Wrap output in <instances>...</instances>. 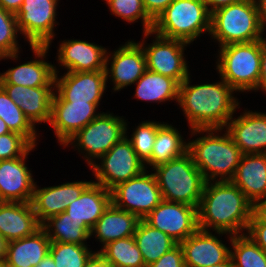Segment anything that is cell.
Masks as SVG:
<instances>
[{
	"label": "cell",
	"mask_w": 266,
	"mask_h": 267,
	"mask_svg": "<svg viewBox=\"0 0 266 267\" xmlns=\"http://www.w3.org/2000/svg\"><path fill=\"white\" fill-rule=\"evenodd\" d=\"M198 228L218 235H239L247 231L252 218V203L231 181L205 183L197 209Z\"/></svg>",
	"instance_id": "obj_1"
},
{
	"label": "cell",
	"mask_w": 266,
	"mask_h": 267,
	"mask_svg": "<svg viewBox=\"0 0 266 267\" xmlns=\"http://www.w3.org/2000/svg\"><path fill=\"white\" fill-rule=\"evenodd\" d=\"M188 76L179 85L178 103L193 129H224L239 102L225 80L212 84L190 85Z\"/></svg>",
	"instance_id": "obj_2"
},
{
	"label": "cell",
	"mask_w": 266,
	"mask_h": 267,
	"mask_svg": "<svg viewBox=\"0 0 266 267\" xmlns=\"http://www.w3.org/2000/svg\"><path fill=\"white\" fill-rule=\"evenodd\" d=\"M221 130L211 128L191 131L192 135L207 133L188 142V151L206 182L215 181L217 177L219 179L216 181H231L243 155L227 130L223 136L216 135Z\"/></svg>",
	"instance_id": "obj_3"
},
{
	"label": "cell",
	"mask_w": 266,
	"mask_h": 267,
	"mask_svg": "<svg viewBox=\"0 0 266 267\" xmlns=\"http://www.w3.org/2000/svg\"><path fill=\"white\" fill-rule=\"evenodd\" d=\"M152 169L163 200L198 209L206 181L189 151Z\"/></svg>",
	"instance_id": "obj_4"
},
{
	"label": "cell",
	"mask_w": 266,
	"mask_h": 267,
	"mask_svg": "<svg viewBox=\"0 0 266 267\" xmlns=\"http://www.w3.org/2000/svg\"><path fill=\"white\" fill-rule=\"evenodd\" d=\"M263 32L254 0H241L211 13L209 34L219 47L262 40Z\"/></svg>",
	"instance_id": "obj_5"
},
{
	"label": "cell",
	"mask_w": 266,
	"mask_h": 267,
	"mask_svg": "<svg viewBox=\"0 0 266 267\" xmlns=\"http://www.w3.org/2000/svg\"><path fill=\"white\" fill-rule=\"evenodd\" d=\"M210 19L203 0H173L154 21L152 32L190 44L203 32L210 33Z\"/></svg>",
	"instance_id": "obj_6"
},
{
	"label": "cell",
	"mask_w": 266,
	"mask_h": 267,
	"mask_svg": "<svg viewBox=\"0 0 266 267\" xmlns=\"http://www.w3.org/2000/svg\"><path fill=\"white\" fill-rule=\"evenodd\" d=\"M217 70L235 92L257 89L260 78L261 40L220 47Z\"/></svg>",
	"instance_id": "obj_7"
},
{
	"label": "cell",
	"mask_w": 266,
	"mask_h": 267,
	"mask_svg": "<svg viewBox=\"0 0 266 267\" xmlns=\"http://www.w3.org/2000/svg\"><path fill=\"white\" fill-rule=\"evenodd\" d=\"M126 131L127 123L123 118L103 112L72 136L64 146L76 144L74 147L77 146L79 152H86L84 157L89 166H92L95 163L93 159H99L107 153L126 136Z\"/></svg>",
	"instance_id": "obj_8"
},
{
	"label": "cell",
	"mask_w": 266,
	"mask_h": 267,
	"mask_svg": "<svg viewBox=\"0 0 266 267\" xmlns=\"http://www.w3.org/2000/svg\"><path fill=\"white\" fill-rule=\"evenodd\" d=\"M129 137L124 136L107 153L101 156L100 164L91 167L93 175L106 189L111 190L117 184L140 175L147 167L133 149Z\"/></svg>",
	"instance_id": "obj_9"
},
{
	"label": "cell",
	"mask_w": 266,
	"mask_h": 267,
	"mask_svg": "<svg viewBox=\"0 0 266 267\" xmlns=\"http://www.w3.org/2000/svg\"><path fill=\"white\" fill-rule=\"evenodd\" d=\"M144 170L140 175L121 182L111 189L112 204L135 214L143 220L163 199L153 173Z\"/></svg>",
	"instance_id": "obj_10"
},
{
	"label": "cell",
	"mask_w": 266,
	"mask_h": 267,
	"mask_svg": "<svg viewBox=\"0 0 266 267\" xmlns=\"http://www.w3.org/2000/svg\"><path fill=\"white\" fill-rule=\"evenodd\" d=\"M151 34L156 35L155 41L148 47H144V40L139 42L145 52L147 70L172 78L180 85L190 75L183 55L184 47L190 44L161 37L152 31L144 33V37Z\"/></svg>",
	"instance_id": "obj_11"
},
{
	"label": "cell",
	"mask_w": 266,
	"mask_h": 267,
	"mask_svg": "<svg viewBox=\"0 0 266 267\" xmlns=\"http://www.w3.org/2000/svg\"><path fill=\"white\" fill-rule=\"evenodd\" d=\"M59 0H23L15 14L20 34L30 46H49L55 37L56 9Z\"/></svg>",
	"instance_id": "obj_12"
},
{
	"label": "cell",
	"mask_w": 266,
	"mask_h": 267,
	"mask_svg": "<svg viewBox=\"0 0 266 267\" xmlns=\"http://www.w3.org/2000/svg\"><path fill=\"white\" fill-rule=\"evenodd\" d=\"M143 220L178 244L199 229L196 207L166 200H162Z\"/></svg>",
	"instance_id": "obj_13"
},
{
	"label": "cell",
	"mask_w": 266,
	"mask_h": 267,
	"mask_svg": "<svg viewBox=\"0 0 266 267\" xmlns=\"http://www.w3.org/2000/svg\"><path fill=\"white\" fill-rule=\"evenodd\" d=\"M96 108L98 105L95 103L66 102L57 92L54 93L49 124L61 145L64 146L72 136L101 114L96 113Z\"/></svg>",
	"instance_id": "obj_14"
},
{
	"label": "cell",
	"mask_w": 266,
	"mask_h": 267,
	"mask_svg": "<svg viewBox=\"0 0 266 267\" xmlns=\"http://www.w3.org/2000/svg\"><path fill=\"white\" fill-rule=\"evenodd\" d=\"M106 71L67 72L61 78L55 73V92L66 102L95 103L106 89Z\"/></svg>",
	"instance_id": "obj_15"
},
{
	"label": "cell",
	"mask_w": 266,
	"mask_h": 267,
	"mask_svg": "<svg viewBox=\"0 0 266 267\" xmlns=\"http://www.w3.org/2000/svg\"><path fill=\"white\" fill-rule=\"evenodd\" d=\"M112 55V58L110 57ZM111 67L109 61H111ZM110 59V60H109ZM147 70L145 52L139 43L128 41L106 56V77L112 78L114 91L134 84ZM110 74V75H109Z\"/></svg>",
	"instance_id": "obj_16"
},
{
	"label": "cell",
	"mask_w": 266,
	"mask_h": 267,
	"mask_svg": "<svg viewBox=\"0 0 266 267\" xmlns=\"http://www.w3.org/2000/svg\"><path fill=\"white\" fill-rule=\"evenodd\" d=\"M32 146L22 157L0 160V197L2 202H31L35 187L25 160Z\"/></svg>",
	"instance_id": "obj_17"
},
{
	"label": "cell",
	"mask_w": 266,
	"mask_h": 267,
	"mask_svg": "<svg viewBox=\"0 0 266 267\" xmlns=\"http://www.w3.org/2000/svg\"><path fill=\"white\" fill-rule=\"evenodd\" d=\"M90 183L91 181L68 182L41 189L35 184L31 204L38 221L42 224L49 217L65 212Z\"/></svg>",
	"instance_id": "obj_18"
},
{
	"label": "cell",
	"mask_w": 266,
	"mask_h": 267,
	"mask_svg": "<svg viewBox=\"0 0 266 267\" xmlns=\"http://www.w3.org/2000/svg\"><path fill=\"white\" fill-rule=\"evenodd\" d=\"M225 129L242 154H266V113L245 111Z\"/></svg>",
	"instance_id": "obj_19"
},
{
	"label": "cell",
	"mask_w": 266,
	"mask_h": 267,
	"mask_svg": "<svg viewBox=\"0 0 266 267\" xmlns=\"http://www.w3.org/2000/svg\"><path fill=\"white\" fill-rule=\"evenodd\" d=\"M39 58L8 69L0 74V84H14L28 87L55 86L56 67L44 59L49 46H30ZM42 59V60H41Z\"/></svg>",
	"instance_id": "obj_20"
},
{
	"label": "cell",
	"mask_w": 266,
	"mask_h": 267,
	"mask_svg": "<svg viewBox=\"0 0 266 267\" xmlns=\"http://www.w3.org/2000/svg\"><path fill=\"white\" fill-rule=\"evenodd\" d=\"M0 86L34 126L41 122L49 123L55 86L28 87L14 84H0Z\"/></svg>",
	"instance_id": "obj_21"
},
{
	"label": "cell",
	"mask_w": 266,
	"mask_h": 267,
	"mask_svg": "<svg viewBox=\"0 0 266 267\" xmlns=\"http://www.w3.org/2000/svg\"><path fill=\"white\" fill-rule=\"evenodd\" d=\"M210 231L198 229L180 243L185 267L213 266L230 256V249Z\"/></svg>",
	"instance_id": "obj_22"
},
{
	"label": "cell",
	"mask_w": 266,
	"mask_h": 267,
	"mask_svg": "<svg viewBox=\"0 0 266 267\" xmlns=\"http://www.w3.org/2000/svg\"><path fill=\"white\" fill-rule=\"evenodd\" d=\"M58 62L67 72L105 71L107 50L81 40H64L59 45Z\"/></svg>",
	"instance_id": "obj_23"
},
{
	"label": "cell",
	"mask_w": 266,
	"mask_h": 267,
	"mask_svg": "<svg viewBox=\"0 0 266 267\" xmlns=\"http://www.w3.org/2000/svg\"><path fill=\"white\" fill-rule=\"evenodd\" d=\"M40 228L31 202L0 203V235L8 242L30 236Z\"/></svg>",
	"instance_id": "obj_24"
},
{
	"label": "cell",
	"mask_w": 266,
	"mask_h": 267,
	"mask_svg": "<svg viewBox=\"0 0 266 267\" xmlns=\"http://www.w3.org/2000/svg\"><path fill=\"white\" fill-rule=\"evenodd\" d=\"M231 182L252 204L266 197V154H243Z\"/></svg>",
	"instance_id": "obj_25"
},
{
	"label": "cell",
	"mask_w": 266,
	"mask_h": 267,
	"mask_svg": "<svg viewBox=\"0 0 266 267\" xmlns=\"http://www.w3.org/2000/svg\"><path fill=\"white\" fill-rule=\"evenodd\" d=\"M111 203V190L91 182L79 198L69 204L65 212L92 229Z\"/></svg>",
	"instance_id": "obj_26"
},
{
	"label": "cell",
	"mask_w": 266,
	"mask_h": 267,
	"mask_svg": "<svg viewBox=\"0 0 266 267\" xmlns=\"http://www.w3.org/2000/svg\"><path fill=\"white\" fill-rule=\"evenodd\" d=\"M50 243L42 227L30 236L8 242L7 267H36L49 253Z\"/></svg>",
	"instance_id": "obj_27"
},
{
	"label": "cell",
	"mask_w": 266,
	"mask_h": 267,
	"mask_svg": "<svg viewBox=\"0 0 266 267\" xmlns=\"http://www.w3.org/2000/svg\"><path fill=\"white\" fill-rule=\"evenodd\" d=\"M139 221L135 214L111 203L91 229L90 236L95 234L104 247L109 242L134 236Z\"/></svg>",
	"instance_id": "obj_28"
},
{
	"label": "cell",
	"mask_w": 266,
	"mask_h": 267,
	"mask_svg": "<svg viewBox=\"0 0 266 267\" xmlns=\"http://www.w3.org/2000/svg\"><path fill=\"white\" fill-rule=\"evenodd\" d=\"M41 227L51 242L86 244L85 241L91 237V229L84 222L71 218L66 212L49 217Z\"/></svg>",
	"instance_id": "obj_29"
},
{
	"label": "cell",
	"mask_w": 266,
	"mask_h": 267,
	"mask_svg": "<svg viewBox=\"0 0 266 267\" xmlns=\"http://www.w3.org/2000/svg\"><path fill=\"white\" fill-rule=\"evenodd\" d=\"M188 151V143L183 140L179 131L168 123L158 127L151 157L144 163L152 168L169 162Z\"/></svg>",
	"instance_id": "obj_30"
},
{
	"label": "cell",
	"mask_w": 266,
	"mask_h": 267,
	"mask_svg": "<svg viewBox=\"0 0 266 267\" xmlns=\"http://www.w3.org/2000/svg\"><path fill=\"white\" fill-rule=\"evenodd\" d=\"M135 83L137 99L158 103L176 99L178 102L179 84L172 78L146 70Z\"/></svg>",
	"instance_id": "obj_31"
},
{
	"label": "cell",
	"mask_w": 266,
	"mask_h": 267,
	"mask_svg": "<svg viewBox=\"0 0 266 267\" xmlns=\"http://www.w3.org/2000/svg\"><path fill=\"white\" fill-rule=\"evenodd\" d=\"M134 238L146 266L157 261L178 244L170 236L151 227L144 220L139 221Z\"/></svg>",
	"instance_id": "obj_32"
},
{
	"label": "cell",
	"mask_w": 266,
	"mask_h": 267,
	"mask_svg": "<svg viewBox=\"0 0 266 267\" xmlns=\"http://www.w3.org/2000/svg\"><path fill=\"white\" fill-rule=\"evenodd\" d=\"M98 252L113 267H146L134 236L109 242Z\"/></svg>",
	"instance_id": "obj_33"
},
{
	"label": "cell",
	"mask_w": 266,
	"mask_h": 267,
	"mask_svg": "<svg viewBox=\"0 0 266 267\" xmlns=\"http://www.w3.org/2000/svg\"><path fill=\"white\" fill-rule=\"evenodd\" d=\"M0 118L4 120L10 131L23 135L33 146L37 139L35 126L7 95L0 86Z\"/></svg>",
	"instance_id": "obj_34"
},
{
	"label": "cell",
	"mask_w": 266,
	"mask_h": 267,
	"mask_svg": "<svg viewBox=\"0 0 266 267\" xmlns=\"http://www.w3.org/2000/svg\"><path fill=\"white\" fill-rule=\"evenodd\" d=\"M234 267H266V252L247 234L230 235Z\"/></svg>",
	"instance_id": "obj_35"
},
{
	"label": "cell",
	"mask_w": 266,
	"mask_h": 267,
	"mask_svg": "<svg viewBox=\"0 0 266 267\" xmlns=\"http://www.w3.org/2000/svg\"><path fill=\"white\" fill-rule=\"evenodd\" d=\"M49 254L56 267H84L93 252L86 244L51 242Z\"/></svg>",
	"instance_id": "obj_36"
},
{
	"label": "cell",
	"mask_w": 266,
	"mask_h": 267,
	"mask_svg": "<svg viewBox=\"0 0 266 267\" xmlns=\"http://www.w3.org/2000/svg\"><path fill=\"white\" fill-rule=\"evenodd\" d=\"M18 32L15 14L0 6V59H18Z\"/></svg>",
	"instance_id": "obj_37"
},
{
	"label": "cell",
	"mask_w": 266,
	"mask_h": 267,
	"mask_svg": "<svg viewBox=\"0 0 266 267\" xmlns=\"http://www.w3.org/2000/svg\"><path fill=\"white\" fill-rule=\"evenodd\" d=\"M111 13L129 23L141 19L144 32H151L154 20L147 14L143 0H105Z\"/></svg>",
	"instance_id": "obj_38"
},
{
	"label": "cell",
	"mask_w": 266,
	"mask_h": 267,
	"mask_svg": "<svg viewBox=\"0 0 266 267\" xmlns=\"http://www.w3.org/2000/svg\"><path fill=\"white\" fill-rule=\"evenodd\" d=\"M161 124L154 121H143L137 126L131 139L129 138L133 149L144 163L151 157L157 130Z\"/></svg>",
	"instance_id": "obj_39"
},
{
	"label": "cell",
	"mask_w": 266,
	"mask_h": 267,
	"mask_svg": "<svg viewBox=\"0 0 266 267\" xmlns=\"http://www.w3.org/2000/svg\"><path fill=\"white\" fill-rule=\"evenodd\" d=\"M33 145L21 134L0 135V160L22 157Z\"/></svg>",
	"instance_id": "obj_40"
},
{
	"label": "cell",
	"mask_w": 266,
	"mask_h": 267,
	"mask_svg": "<svg viewBox=\"0 0 266 267\" xmlns=\"http://www.w3.org/2000/svg\"><path fill=\"white\" fill-rule=\"evenodd\" d=\"M146 267H185L183 250L180 244L163 254L157 261Z\"/></svg>",
	"instance_id": "obj_41"
},
{
	"label": "cell",
	"mask_w": 266,
	"mask_h": 267,
	"mask_svg": "<svg viewBox=\"0 0 266 267\" xmlns=\"http://www.w3.org/2000/svg\"><path fill=\"white\" fill-rule=\"evenodd\" d=\"M247 235L266 252V224L249 223Z\"/></svg>",
	"instance_id": "obj_42"
},
{
	"label": "cell",
	"mask_w": 266,
	"mask_h": 267,
	"mask_svg": "<svg viewBox=\"0 0 266 267\" xmlns=\"http://www.w3.org/2000/svg\"><path fill=\"white\" fill-rule=\"evenodd\" d=\"M173 0H143L147 14L155 21Z\"/></svg>",
	"instance_id": "obj_43"
},
{
	"label": "cell",
	"mask_w": 266,
	"mask_h": 267,
	"mask_svg": "<svg viewBox=\"0 0 266 267\" xmlns=\"http://www.w3.org/2000/svg\"><path fill=\"white\" fill-rule=\"evenodd\" d=\"M249 223L266 224V197L252 204V218Z\"/></svg>",
	"instance_id": "obj_44"
},
{
	"label": "cell",
	"mask_w": 266,
	"mask_h": 267,
	"mask_svg": "<svg viewBox=\"0 0 266 267\" xmlns=\"http://www.w3.org/2000/svg\"><path fill=\"white\" fill-rule=\"evenodd\" d=\"M262 89L266 92V41L261 40V63H260V78L256 90Z\"/></svg>",
	"instance_id": "obj_45"
},
{
	"label": "cell",
	"mask_w": 266,
	"mask_h": 267,
	"mask_svg": "<svg viewBox=\"0 0 266 267\" xmlns=\"http://www.w3.org/2000/svg\"><path fill=\"white\" fill-rule=\"evenodd\" d=\"M84 267H113L98 251L87 260Z\"/></svg>",
	"instance_id": "obj_46"
},
{
	"label": "cell",
	"mask_w": 266,
	"mask_h": 267,
	"mask_svg": "<svg viewBox=\"0 0 266 267\" xmlns=\"http://www.w3.org/2000/svg\"><path fill=\"white\" fill-rule=\"evenodd\" d=\"M241 0H203L210 13L217 10L218 8L231 5ZM210 6V7H209Z\"/></svg>",
	"instance_id": "obj_47"
},
{
	"label": "cell",
	"mask_w": 266,
	"mask_h": 267,
	"mask_svg": "<svg viewBox=\"0 0 266 267\" xmlns=\"http://www.w3.org/2000/svg\"><path fill=\"white\" fill-rule=\"evenodd\" d=\"M23 0H0V6L7 11H10L14 14L18 12Z\"/></svg>",
	"instance_id": "obj_48"
},
{
	"label": "cell",
	"mask_w": 266,
	"mask_h": 267,
	"mask_svg": "<svg viewBox=\"0 0 266 267\" xmlns=\"http://www.w3.org/2000/svg\"><path fill=\"white\" fill-rule=\"evenodd\" d=\"M256 3L257 11L261 26L266 29V0H254Z\"/></svg>",
	"instance_id": "obj_49"
},
{
	"label": "cell",
	"mask_w": 266,
	"mask_h": 267,
	"mask_svg": "<svg viewBox=\"0 0 266 267\" xmlns=\"http://www.w3.org/2000/svg\"><path fill=\"white\" fill-rule=\"evenodd\" d=\"M8 241L0 235V261L6 260Z\"/></svg>",
	"instance_id": "obj_50"
},
{
	"label": "cell",
	"mask_w": 266,
	"mask_h": 267,
	"mask_svg": "<svg viewBox=\"0 0 266 267\" xmlns=\"http://www.w3.org/2000/svg\"><path fill=\"white\" fill-rule=\"evenodd\" d=\"M36 267H56L53 258L48 253Z\"/></svg>",
	"instance_id": "obj_51"
},
{
	"label": "cell",
	"mask_w": 266,
	"mask_h": 267,
	"mask_svg": "<svg viewBox=\"0 0 266 267\" xmlns=\"http://www.w3.org/2000/svg\"><path fill=\"white\" fill-rule=\"evenodd\" d=\"M204 267H234V262L232 258L229 256L224 262H221L213 266H204Z\"/></svg>",
	"instance_id": "obj_52"
},
{
	"label": "cell",
	"mask_w": 266,
	"mask_h": 267,
	"mask_svg": "<svg viewBox=\"0 0 266 267\" xmlns=\"http://www.w3.org/2000/svg\"><path fill=\"white\" fill-rule=\"evenodd\" d=\"M11 132L9 128L7 127L6 123L2 118H0V135H4Z\"/></svg>",
	"instance_id": "obj_53"
},
{
	"label": "cell",
	"mask_w": 266,
	"mask_h": 267,
	"mask_svg": "<svg viewBox=\"0 0 266 267\" xmlns=\"http://www.w3.org/2000/svg\"><path fill=\"white\" fill-rule=\"evenodd\" d=\"M0 267H7L6 260H1L0 261Z\"/></svg>",
	"instance_id": "obj_54"
}]
</instances>
